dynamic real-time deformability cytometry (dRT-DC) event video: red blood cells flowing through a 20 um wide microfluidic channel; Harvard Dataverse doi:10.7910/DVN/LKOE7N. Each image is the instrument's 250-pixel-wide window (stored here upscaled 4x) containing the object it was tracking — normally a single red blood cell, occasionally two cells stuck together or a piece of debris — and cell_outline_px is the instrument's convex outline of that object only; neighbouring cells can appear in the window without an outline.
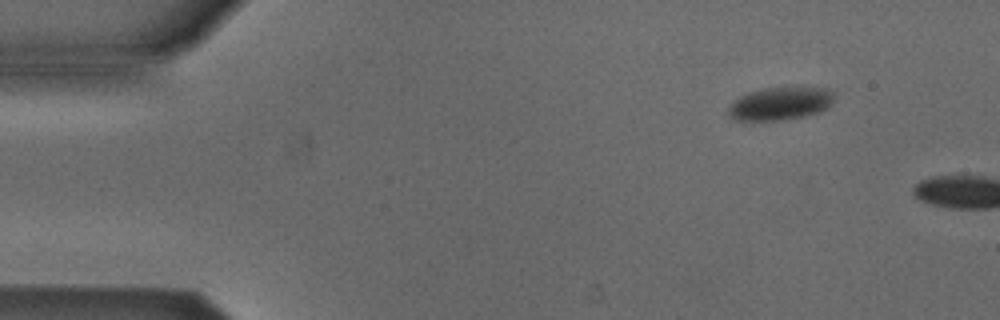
{"species": "Egyptian fruit bat (a non-hibernating species)", "species_latin": "Rousettus aegyptiacus", "temperature_condition": "cold", "stored_images_in_passage": 2, "camera_frame_rate_fps": 3000, "um_per_image_px": 0.085, "animal": {"sex": "male"}, "frame": {"image": 1, "passage_image": 1, "time_ms": 0.0, "image_size_px": [1000, 320], "cell_outline_px": [[832, 100], [828, 108], [820, 112], [804, 116], [780, 120], [736, 120], [728, 116], [728, 108], [740, 96], [748, 92], [768, 88], [828, 88], [832, 92]], "centroid_in_image_um": [66.31, 8.82], "position_along_channel_um": 18.7, "area_um2": 19.94}}